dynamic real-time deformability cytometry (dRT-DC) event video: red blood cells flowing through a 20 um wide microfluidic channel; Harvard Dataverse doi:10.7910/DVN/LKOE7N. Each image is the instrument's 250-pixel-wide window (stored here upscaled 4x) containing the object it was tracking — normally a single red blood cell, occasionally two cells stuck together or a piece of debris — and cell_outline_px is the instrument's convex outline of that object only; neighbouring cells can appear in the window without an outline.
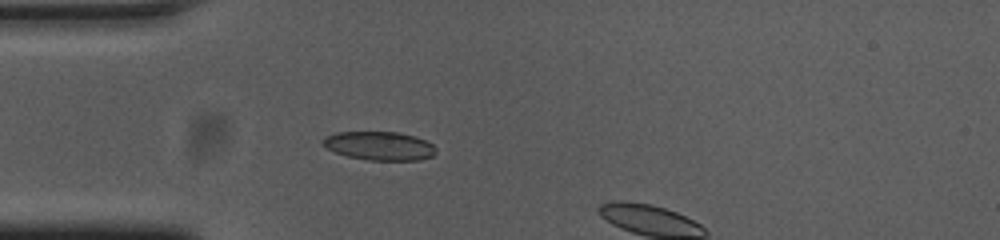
{"species": "common noctule bat (a hibernating species)", "species_latin": "Nyctalus noctula", "temperature_condition": "cold", "stored_images_in_passage": 6, "camera_frame_rate_fps": 3000, "um_per_image_px": 0.085, "animal": {"sex": "female", "body_mass_g": 23.0, "forearm_length_mm": 53.4}, "frame": {"image": 1, "passage_image": 1, "time_ms": 0.0, "image_size_px": [1000, 240], "cell_outline_px": [[436, 152], [432, 156], [420, 160], [368, 160], [348, 156], [336, 152], [328, 148], [324, 144], [324, 136], [336, 132], [396, 132], [416, 136], [432, 144], [436, 148]], "centroid_in_image_um": [32.28, 12.39], "position_along_channel_um": 52.7, "area_um2": 18.73}}
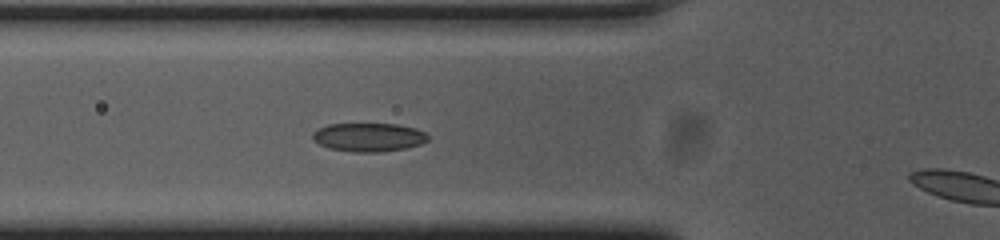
{"frame": {"image": 2, "passage_image": 5, "time_ms": 1.333, "image_size_px": [1000, 240], "cell_outline_px": [[428, 140], [420, 144], [404, 148], [380, 152], [352, 152], [328, 148], [312, 140], [312, 132], [328, 124], [396, 124], [416, 128], [424, 132], [428, 136]], "centroid_in_image_um": [31.31, 11.66], "position_along_channel_um": 94.5, "area_um2": 19.19}}